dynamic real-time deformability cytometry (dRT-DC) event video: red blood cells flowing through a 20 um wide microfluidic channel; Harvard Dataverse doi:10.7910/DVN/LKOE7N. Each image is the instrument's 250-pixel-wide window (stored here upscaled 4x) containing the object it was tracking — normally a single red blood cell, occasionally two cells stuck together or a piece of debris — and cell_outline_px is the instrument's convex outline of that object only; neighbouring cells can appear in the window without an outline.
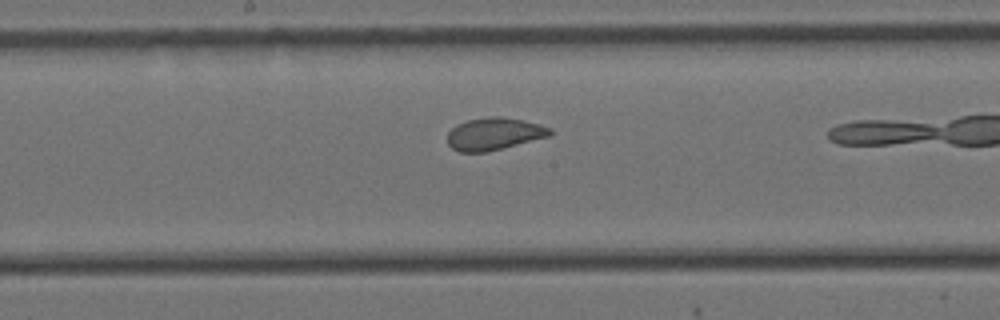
{"species": "Egyptian fruit bat (a non-hibernating species)", "species_latin": "Rousettus aegyptiacus", "temperature_condition": "cold", "stored_images_in_passage": 20, "camera_frame_rate_fps": 3000, "um_per_image_px": 0.085, "animal": {"sex": "female"}, "frame": {"image": 1, "passage_image": 12, "time_ms": 3.667, "image_size_px": [1000, 320], "cell_outline_px": [[552, 136], [488, 152], [460, 152], [452, 148], [448, 144], [448, 132], [456, 124], [468, 120], [492, 116], [500, 116], [524, 120], [540, 124], [552, 128]], "centroid_in_image_um": [42.04, 11.38], "position_along_channel_um": 206.2, "area_um2": 19.59}}
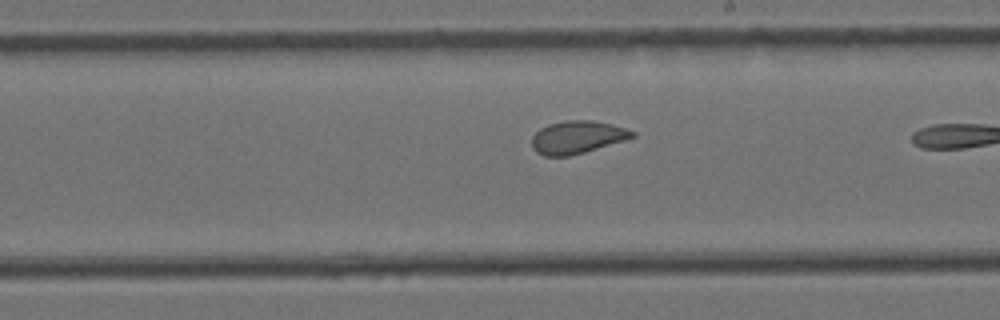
{"frame": {"image": 2, "passage_image": 15, "time_ms": 4.667, "image_size_px": [1000, 320], "cell_outline_px": [[636, 136], [624, 140], [584, 152], [568, 156], [544, 156], [536, 152], [532, 148], [532, 136], [540, 128], [548, 124], [564, 120], [592, 120], [612, 124], [636, 132]], "centroid_in_image_um": [49.04, 11.65], "position_along_channel_um": 240.0, "area_um2": 19.13}}